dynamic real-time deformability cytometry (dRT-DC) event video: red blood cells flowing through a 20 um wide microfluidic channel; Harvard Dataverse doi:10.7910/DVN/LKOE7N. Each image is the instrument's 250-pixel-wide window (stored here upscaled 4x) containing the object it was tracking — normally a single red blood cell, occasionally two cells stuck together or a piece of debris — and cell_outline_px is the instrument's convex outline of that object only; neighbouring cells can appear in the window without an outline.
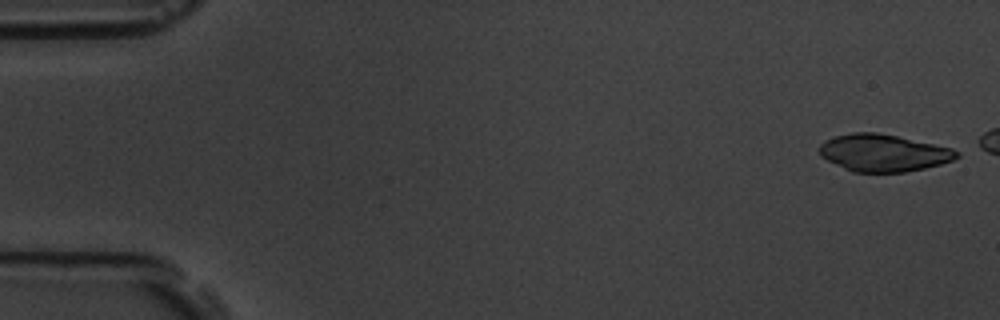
{"species": "common noctule bat (a hibernating species)", "species_latin": "Nyctalus noctula", "temperature_condition": "room temperature", "stored_images_in_passage": 4, "camera_frame_rate_fps": 3000, "um_per_image_px": 0.085, "animal": {"sex": "male", "body_mass_g": 19.5, "forearm_length_mm": 54.6}, "frame": {"image": 1, "passage_image": 1, "time_ms": 0.0, "image_size_px": [1000, 320], "cell_outline_px": [[960, 156], [952, 160], [940, 164], [924, 168], [904, 172], [852, 172], [820, 156], [816, 148], [824, 140], [836, 136], [852, 132], [876, 132], [896, 136], [952, 148], [960, 152]], "centroid_in_image_um": [75.05, 12.99], "position_along_channel_um": 9.9, "area_um2": 29.71}}